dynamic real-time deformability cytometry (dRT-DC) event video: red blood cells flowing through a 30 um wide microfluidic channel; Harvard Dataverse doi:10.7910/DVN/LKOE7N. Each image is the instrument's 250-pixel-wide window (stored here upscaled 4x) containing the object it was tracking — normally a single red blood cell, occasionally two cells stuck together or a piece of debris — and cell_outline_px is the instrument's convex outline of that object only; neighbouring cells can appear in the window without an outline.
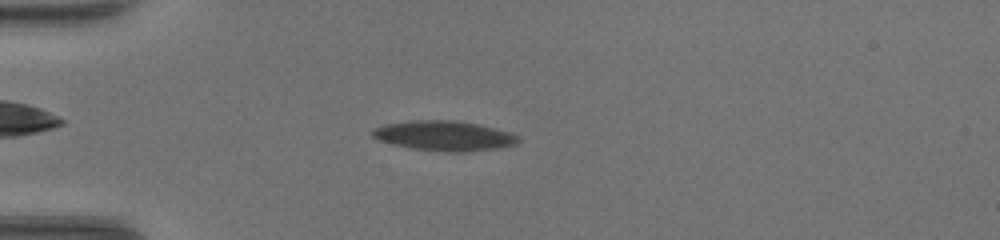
{"species": "common noctule bat (a hibernating species)", "species_latin": "Nyctalus noctula", "temperature_condition": "warm", "stored_images_in_passage": 46, "camera_frame_rate_fps": 3000, "um_per_image_px": 0.085, "animal": {"sex": "female", "body_mass_g": 17.0, "forearm_length_mm": 48.0}, "frame": {"image": 1, "passage_image": 11, "time_ms": 3.333, "image_size_px": [1000, 240], "cell_outline_px": [[520, 140], [516, 144], [496, 148], [468, 152], [448, 152], [412, 148], [392, 144], [380, 140], [372, 136], [372, 128], [384, 124], [412, 120], [452, 120], [480, 124], [512, 132], [520, 136]], "centroid_in_image_um": [37.78, 11.53], "position_along_channel_um": 47.2, "area_um2": 25.61}}
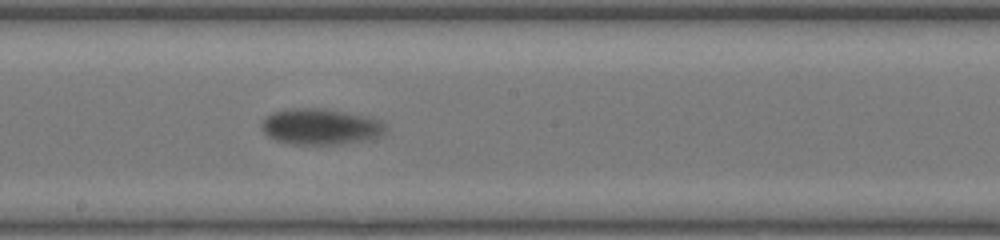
{"frame": {"image": 2, "passage_image": 25, "time_ms": 8.0, "image_size_px": [1000, 240], "cell_outline_px": [[388, 128], [384, 136], [372, 140], [340, 144], [292, 144], [276, 140], [268, 136], [260, 128], [260, 124], [264, 116], [272, 112], [288, 108], [320, 108], [372, 116], [380, 120]], "centroid_in_image_um": [27.29, 10.76], "position_along_channel_um": 220.9, "area_um2": 26.76}}
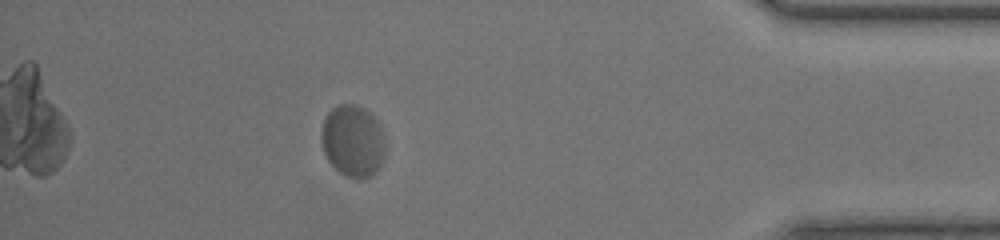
{"frame": {"image": 3, "passage_image": 41, "time_ms": 13.333, "image_size_px": [1000, 240], "cell_outline_px": [[384, 156], [376, 172], [372, 176], [360, 180], [348, 176], [340, 172], [328, 160], [324, 152], [320, 140], [320, 132], [324, 120], [328, 112], [332, 108], [340, 104], [356, 104], [372, 112], [376, 116], [380, 124], [384, 136]], "centroid_in_image_um": [30.0, 11.95], "position_along_channel_um": 405.2, "area_um2": 27.22}}